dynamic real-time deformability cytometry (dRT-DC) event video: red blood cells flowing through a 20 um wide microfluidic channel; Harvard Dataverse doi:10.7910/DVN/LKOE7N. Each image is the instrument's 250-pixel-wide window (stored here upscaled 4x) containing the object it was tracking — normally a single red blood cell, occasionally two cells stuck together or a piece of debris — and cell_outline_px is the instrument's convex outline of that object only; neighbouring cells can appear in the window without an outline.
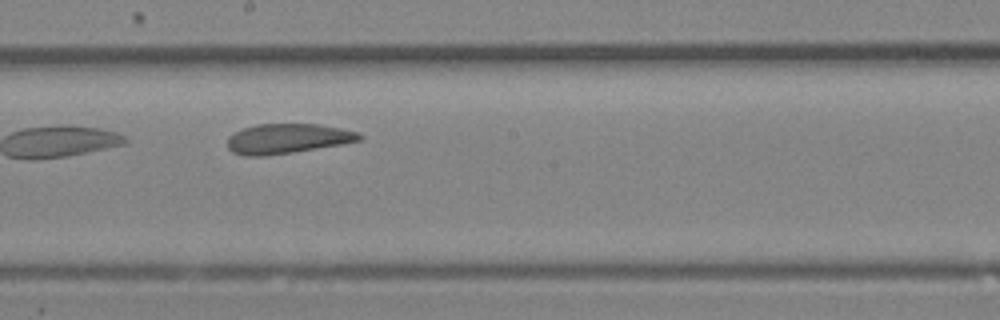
{"species": "Egyptian fruit bat (a non-hibernating species)", "species_latin": "Rousettus aegyptiacus", "temperature_condition": "room temperature", "stored_images_in_passage": 22, "camera_frame_rate_fps": 3000, "um_per_image_px": 0.085, "animal": {"sex": "female"}, "frame": {"image": 1, "passage_image": 10, "time_ms": 3.0, "image_size_px": [1000, 320], "cell_outline_px": [[364, 140], [292, 152], [264, 156], [244, 156], [232, 152], [228, 148], [228, 136], [244, 128], [256, 124], [320, 124], [340, 128], [356, 132], [364, 136]], "centroid_in_image_um": [24.43, 11.78], "position_along_channel_um": 223.8, "area_um2": 22.83}}
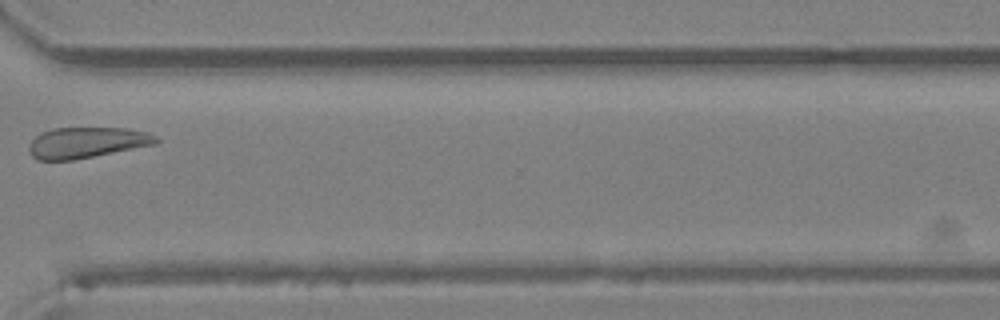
{"frame": {"image": 2, "passage_image": 16, "time_ms": 5.0, "image_size_px": [1000, 320], "cell_outline_px": [[160, 140], [156, 144], [72, 160], [36, 160], [32, 156], [28, 148], [32, 140], [40, 132], [52, 128], [124, 128], [148, 132], [156, 136]], "centroid_in_image_um": [7.36, 12.11], "position_along_channel_um": 363.2, "area_um2": 22.77}}